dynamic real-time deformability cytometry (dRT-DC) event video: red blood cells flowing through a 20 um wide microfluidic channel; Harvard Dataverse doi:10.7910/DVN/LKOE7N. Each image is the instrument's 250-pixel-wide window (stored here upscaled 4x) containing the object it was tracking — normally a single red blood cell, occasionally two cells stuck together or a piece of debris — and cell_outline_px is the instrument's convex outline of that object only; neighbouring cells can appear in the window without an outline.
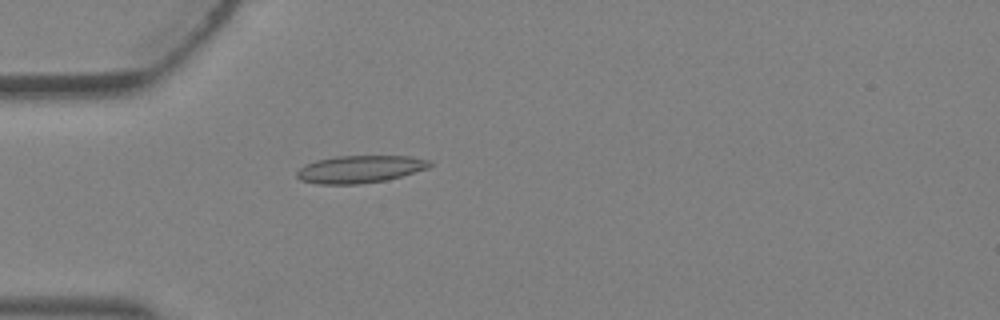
{"species": "Egyptian fruit bat (a non-hibernating species)", "species_latin": "Rousettus aegyptiacus", "temperature_condition": "warm", "stored_images_in_passage": 1, "camera_frame_rate_fps": 3000, "um_per_image_px": 0.085, "animal": {"sex": "female"}, "frame": {"image": 1, "passage_image": 1, "time_ms": 0.0, "image_size_px": [1000, 320], "cell_outline_px": [[432, 164], [428, 168], [388, 180], [360, 184], [316, 184], [300, 180], [296, 176], [296, 172], [300, 168], [316, 160], [336, 156], [412, 156], [432, 160]], "centroid_in_image_um": [30.62, 14.38], "position_along_channel_um": 54.4, "area_um2": 21.39}}